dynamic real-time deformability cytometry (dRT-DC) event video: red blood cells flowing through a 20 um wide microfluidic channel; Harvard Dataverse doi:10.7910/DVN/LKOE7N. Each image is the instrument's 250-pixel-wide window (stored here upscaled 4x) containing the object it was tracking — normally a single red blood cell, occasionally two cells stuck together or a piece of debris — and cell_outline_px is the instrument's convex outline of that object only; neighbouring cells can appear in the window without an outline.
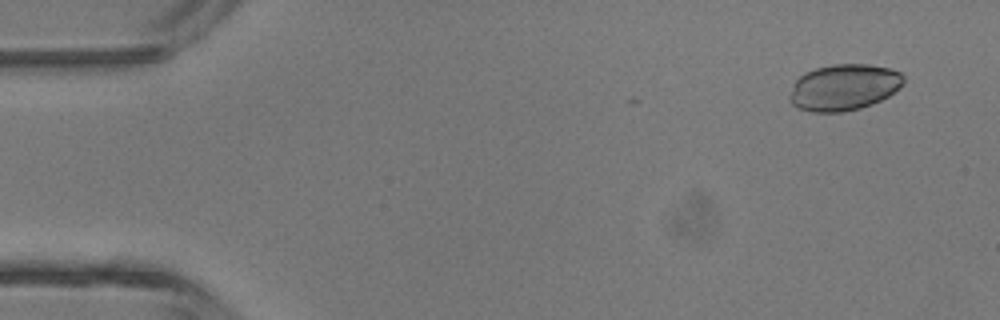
{"species": "common noctule bat (a hibernating species)", "species_latin": "Nyctalus noctula", "temperature_condition": "room temperature", "stored_images_in_passage": 4, "camera_frame_rate_fps": 3000, "um_per_image_px": 0.085, "animal": {"sex": "male", "body_mass_g": 13.3}, "frame": {"image": 1, "passage_image": 1, "time_ms": 0.0, "image_size_px": [1000, 320], "cell_outline_px": [[904, 84], [900, 88], [888, 96], [872, 104], [860, 108], [844, 112], [812, 112], [800, 108], [792, 104], [788, 100], [788, 96], [796, 80], [800, 76], [816, 68], [836, 64], [868, 64], [888, 68], [900, 72], [904, 76]], "centroid_in_image_um": [71.74, 7.43], "position_along_channel_um": 13.3, "area_um2": 30.69}}